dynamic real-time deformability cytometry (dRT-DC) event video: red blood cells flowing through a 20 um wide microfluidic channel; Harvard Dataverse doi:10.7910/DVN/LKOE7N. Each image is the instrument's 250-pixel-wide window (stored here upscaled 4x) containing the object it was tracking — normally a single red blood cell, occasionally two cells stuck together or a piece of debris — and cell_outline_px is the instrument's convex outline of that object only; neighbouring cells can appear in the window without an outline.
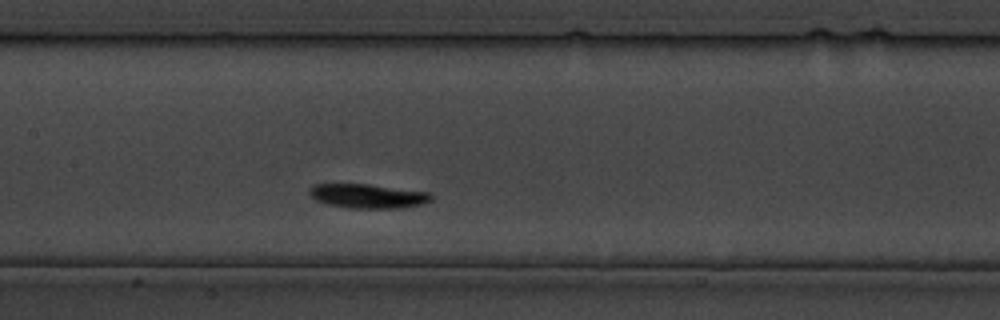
{"species": "common noctule bat (a hibernating species)", "species_latin": "Nyctalus noctula", "temperature_condition": "cold", "stored_images_in_passage": 19, "camera_frame_rate_fps": 3000, "um_per_image_px": 0.085, "animal": {"sex": "male", "body_mass_g": 19.5, "forearm_length_mm": 54.6}, "frame": {"image": 1, "passage_image": 14, "time_ms": 16.0, "image_size_px": [1000, 320], "cell_outline_px": [[432, 200], [424, 204], [400, 208], [352, 208], [328, 204], [316, 200], [308, 192], [312, 184], [368, 184], [432, 192]], "centroid_in_image_um": [31.32, 16.66], "position_along_channel_um": 176.1, "area_um2": 17.28}}